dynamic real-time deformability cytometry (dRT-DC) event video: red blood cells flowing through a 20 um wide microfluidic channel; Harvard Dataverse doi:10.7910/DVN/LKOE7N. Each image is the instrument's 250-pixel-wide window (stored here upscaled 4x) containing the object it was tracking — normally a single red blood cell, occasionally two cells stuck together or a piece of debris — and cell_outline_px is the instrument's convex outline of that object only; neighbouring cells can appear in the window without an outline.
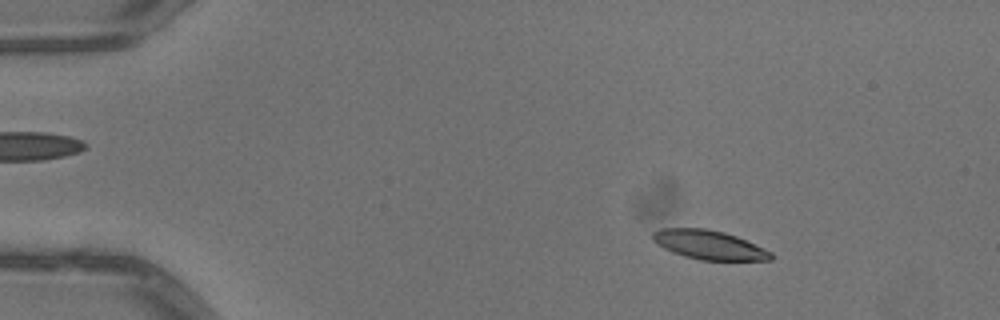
{"species": "common noctule bat (a hibernating species)", "species_latin": "Nyctalus noctula", "temperature_condition": "warm", "stored_images_in_passage": 4, "camera_frame_rate_fps": 3000, "um_per_image_px": 0.085, "animal": {"sex": "male", "body_mass_g": 13.3}, "frame": {"image": 1, "passage_image": 1, "time_ms": 0.0, "image_size_px": [1000, 320], "cell_outline_px": [[772, 260], [700, 260], [684, 256], [672, 252], [656, 244], [652, 240], [652, 232], [660, 228], [704, 228], [724, 232], [736, 236], [772, 252]], "centroid_in_image_um": [60.22, 20.81], "position_along_channel_um": 24.8, "area_um2": 20.0}}
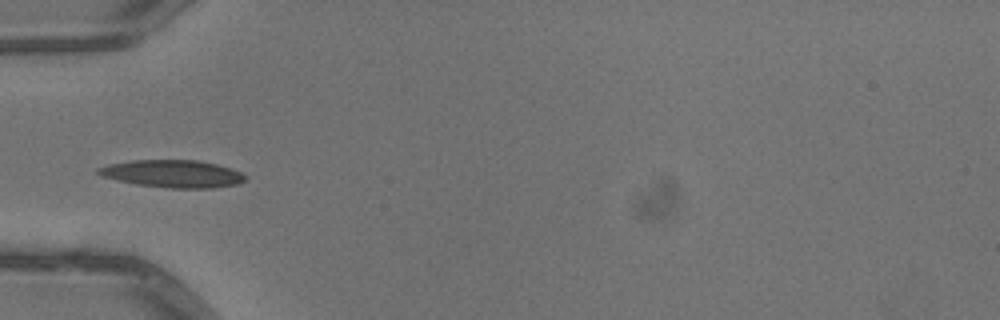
{"frame": {"image": 2, "passage_image": 4, "time_ms": 1.0, "image_size_px": [1000, 320], "cell_outline_px": [[244, 180], [236, 184], [216, 188], [172, 188], [136, 184], [116, 180], [100, 176], [96, 172], [96, 168], [108, 164], [132, 160], [196, 160], [216, 164], [232, 168], [240, 172], [244, 176]], "centroid_in_image_um": [14.62, 14.76], "position_along_channel_um": 70.4, "area_um2": 23.52}}